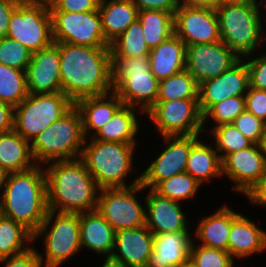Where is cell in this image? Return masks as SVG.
<instances>
[{
    "label": "cell",
    "mask_w": 266,
    "mask_h": 267,
    "mask_svg": "<svg viewBox=\"0 0 266 267\" xmlns=\"http://www.w3.org/2000/svg\"><path fill=\"white\" fill-rule=\"evenodd\" d=\"M54 44L59 49L62 93L74 104L113 91L110 47Z\"/></svg>",
    "instance_id": "obj_1"
},
{
    "label": "cell",
    "mask_w": 266,
    "mask_h": 267,
    "mask_svg": "<svg viewBox=\"0 0 266 267\" xmlns=\"http://www.w3.org/2000/svg\"><path fill=\"white\" fill-rule=\"evenodd\" d=\"M43 167L48 210L84 213L97 209L100 188L81 158L55 161Z\"/></svg>",
    "instance_id": "obj_2"
},
{
    "label": "cell",
    "mask_w": 266,
    "mask_h": 267,
    "mask_svg": "<svg viewBox=\"0 0 266 267\" xmlns=\"http://www.w3.org/2000/svg\"><path fill=\"white\" fill-rule=\"evenodd\" d=\"M48 213L44 167L9 173L0 193V214L34 234Z\"/></svg>",
    "instance_id": "obj_3"
},
{
    "label": "cell",
    "mask_w": 266,
    "mask_h": 267,
    "mask_svg": "<svg viewBox=\"0 0 266 267\" xmlns=\"http://www.w3.org/2000/svg\"><path fill=\"white\" fill-rule=\"evenodd\" d=\"M137 146V143L104 142L91 137L85 139L81 159L100 189L130 187L140 183V174L130 183L127 180L137 173L133 171Z\"/></svg>",
    "instance_id": "obj_4"
},
{
    "label": "cell",
    "mask_w": 266,
    "mask_h": 267,
    "mask_svg": "<svg viewBox=\"0 0 266 267\" xmlns=\"http://www.w3.org/2000/svg\"><path fill=\"white\" fill-rule=\"evenodd\" d=\"M216 12L221 41L240 58L265 48L266 14L258 1L220 5Z\"/></svg>",
    "instance_id": "obj_5"
},
{
    "label": "cell",
    "mask_w": 266,
    "mask_h": 267,
    "mask_svg": "<svg viewBox=\"0 0 266 267\" xmlns=\"http://www.w3.org/2000/svg\"><path fill=\"white\" fill-rule=\"evenodd\" d=\"M85 136L79 111L73 106L64 116L53 122L31 142L37 165L81 158Z\"/></svg>",
    "instance_id": "obj_6"
},
{
    "label": "cell",
    "mask_w": 266,
    "mask_h": 267,
    "mask_svg": "<svg viewBox=\"0 0 266 267\" xmlns=\"http://www.w3.org/2000/svg\"><path fill=\"white\" fill-rule=\"evenodd\" d=\"M113 92L123 105L144 114L156 103L159 80L151 73L149 56L112 58Z\"/></svg>",
    "instance_id": "obj_7"
},
{
    "label": "cell",
    "mask_w": 266,
    "mask_h": 267,
    "mask_svg": "<svg viewBox=\"0 0 266 267\" xmlns=\"http://www.w3.org/2000/svg\"><path fill=\"white\" fill-rule=\"evenodd\" d=\"M43 239L44 251H38L43 267H60L80 253V213H60L48 210L33 243ZM45 252V253H44Z\"/></svg>",
    "instance_id": "obj_8"
},
{
    "label": "cell",
    "mask_w": 266,
    "mask_h": 267,
    "mask_svg": "<svg viewBox=\"0 0 266 267\" xmlns=\"http://www.w3.org/2000/svg\"><path fill=\"white\" fill-rule=\"evenodd\" d=\"M73 106L74 103L62 92L28 94L14 109V130L25 140L32 142Z\"/></svg>",
    "instance_id": "obj_9"
},
{
    "label": "cell",
    "mask_w": 266,
    "mask_h": 267,
    "mask_svg": "<svg viewBox=\"0 0 266 267\" xmlns=\"http://www.w3.org/2000/svg\"><path fill=\"white\" fill-rule=\"evenodd\" d=\"M7 37L34 53L54 43L48 0H22L10 17Z\"/></svg>",
    "instance_id": "obj_10"
},
{
    "label": "cell",
    "mask_w": 266,
    "mask_h": 267,
    "mask_svg": "<svg viewBox=\"0 0 266 267\" xmlns=\"http://www.w3.org/2000/svg\"><path fill=\"white\" fill-rule=\"evenodd\" d=\"M144 189L141 183L125 188L100 189L97 210L115 232L146 225L145 197L144 200L138 197L143 195Z\"/></svg>",
    "instance_id": "obj_11"
},
{
    "label": "cell",
    "mask_w": 266,
    "mask_h": 267,
    "mask_svg": "<svg viewBox=\"0 0 266 267\" xmlns=\"http://www.w3.org/2000/svg\"><path fill=\"white\" fill-rule=\"evenodd\" d=\"M145 115L156 130L158 129V136L193 134L205 136L198 99L156 101Z\"/></svg>",
    "instance_id": "obj_12"
},
{
    "label": "cell",
    "mask_w": 266,
    "mask_h": 267,
    "mask_svg": "<svg viewBox=\"0 0 266 267\" xmlns=\"http://www.w3.org/2000/svg\"><path fill=\"white\" fill-rule=\"evenodd\" d=\"M54 43L89 47H110L106 41L98 10L73 13L50 12Z\"/></svg>",
    "instance_id": "obj_13"
},
{
    "label": "cell",
    "mask_w": 266,
    "mask_h": 267,
    "mask_svg": "<svg viewBox=\"0 0 266 267\" xmlns=\"http://www.w3.org/2000/svg\"><path fill=\"white\" fill-rule=\"evenodd\" d=\"M201 136L202 134L161 136V140L165 142L164 149L159 155L156 154L154 161L152 159L140 174L144 191L154 189L161 181L185 172L191 147Z\"/></svg>",
    "instance_id": "obj_14"
},
{
    "label": "cell",
    "mask_w": 266,
    "mask_h": 267,
    "mask_svg": "<svg viewBox=\"0 0 266 267\" xmlns=\"http://www.w3.org/2000/svg\"><path fill=\"white\" fill-rule=\"evenodd\" d=\"M241 58L222 41L186 46L185 69L198 86L229 70Z\"/></svg>",
    "instance_id": "obj_15"
},
{
    "label": "cell",
    "mask_w": 266,
    "mask_h": 267,
    "mask_svg": "<svg viewBox=\"0 0 266 267\" xmlns=\"http://www.w3.org/2000/svg\"><path fill=\"white\" fill-rule=\"evenodd\" d=\"M174 34L186 46L221 41L216 9L179 5L174 13Z\"/></svg>",
    "instance_id": "obj_16"
},
{
    "label": "cell",
    "mask_w": 266,
    "mask_h": 267,
    "mask_svg": "<svg viewBox=\"0 0 266 267\" xmlns=\"http://www.w3.org/2000/svg\"><path fill=\"white\" fill-rule=\"evenodd\" d=\"M222 176L232 182V190L243 196L266 174V161L260 144L226 155L222 160ZM225 175V176H224Z\"/></svg>",
    "instance_id": "obj_17"
},
{
    "label": "cell",
    "mask_w": 266,
    "mask_h": 267,
    "mask_svg": "<svg viewBox=\"0 0 266 267\" xmlns=\"http://www.w3.org/2000/svg\"><path fill=\"white\" fill-rule=\"evenodd\" d=\"M249 87V71L241 58L229 70L199 85L198 102L202 116L216 103L229 97L245 96Z\"/></svg>",
    "instance_id": "obj_18"
},
{
    "label": "cell",
    "mask_w": 266,
    "mask_h": 267,
    "mask_svg": "<svg viewBox=\"0 0 266 267\" xmlns=\"http://www.w3.org/2000/svg\"><path fill=\"white\" fill-rule=\"evenodd\" d=\"M145 196L146 226L153 234L191 232L182 203L166 198L149 188ZM184 209V210H183Z\"/></svg>",
    "instance_id": "obj_19"
},
{
    "label": "cell",
    "mask_w": 266,
    "mask_h": 267,
    "mask_svg": "<svg viewBox=\"0 0 266 267\" xmlns=\"http://www.w3.org/2000/svg\"><path fill=\"white\" fill-rule=\"evenodd\" d=\"M26 80L29 94L62 92L59 49L54 43L32 53L26 68Z\"/></svg>",
    "instance_id": "obj_20"
},
{
    "label": "cell",
    "mask_w": 266,
    "mask_h": 267,
    "mask_svg": "<svg viewBox=\"0 0 266 267\" xmlns=\"http://www.w3.org/2000/svg\"><path fill=\"white\" fill-rule=\"evenodd\" d=\"M153 236L146 225L117 231L111 257L129 267H146L153 250Z\"/></svg>",
    "instance_id": "obj_21"
},
{
    "label": "cell",
    "mask_w": 266,
    "mask_h": 267,
    "mask_svg": "<svg viewBox=\"0 0 266 267\" xmlns=\"http://www.w3.org/2000/svg\"><path fill=\"white\" fill-rule=\"evenodd\" d=\"M266 251V230L244 214H238L231 223L228 252L235 260H242Z\"/></svg>",
    "instance_id": "obj_22"
},
{
    "label": "cell",
    "mask_w": 266,
    "mask_h": 267,
    "mask_svg": "<svg viewBox=\"0 0 266 267\" xmlns=\"http://www.w3.org/2000/svg\"><path fill=\"white\" fill-rule=\"evenodd\" d=\"M192 232L154 234L153 250L146 267H180L190 257Z\"/></svg>",
    "instance_id": "obj_23"
},
{
    "label": "cell",
    "mask_w": 266,
    "mask_h": 267,
    "mask_svg": "<svg viewBox=\"0 0 266 267\" xmlns=\"http://www.w3.org/2000/svg\"><path fill=\"white\" fill-rule=\"evenodd\" d=\"M80 244L82 249L91 251L99 257L112 256L115 230L97 209L80 213Z\"/></svg>",
    "instance_id": "obj_24"
},
{
    "label": "cell",
    "mask_w": 266,
    "mask_h": 267,
    "mask_svg": "<svg viewBox=\"0 0 266 267\" xmlns=\"http://www.w3.org/2000/svg\"><path fill=\"white\" fill-rule=\"evenodd\" d=\"M216 209L213 214H207L199 219L193 232V241L202 246L228 251L231 223L239 213L227 204ZM197 239L199 243L196 242Z\"/></svg>",
    "instance_id": "obj_25"
},
{
    "label": "cell",
    "mask_w": 266,
    "mask_h": 267,
    "mask_svg": "<svg viewBox=\"0 0 266 267\" xmlns=\"http://www.w3.org/2000/svg\"><path fill=\"white\" fill-rule=\"evenodd\" d=\"M122 105V100L113 91L77 101L74 106L80 113L85 139L102 128Z\"/></svg>",
    "instance_id": "obj_26"
},
{
    "label": "cell",
    "mask_w": 266,
    "mask_h": 267,
    "mask_svg": "<svg viewBox=\"0 0 266 267\" xmlns=\"http://www.w3.org/2000/svg\"><path fill=\"white\" fill-rule=\"evenodd\" d=\"M145 114L138 108L122 105L113 117L100 128L93 139L104 142L139 143L137 136L141 133V120L138 116Z\"/></svg>",
    "instance_id": "obj_27"
},
{
    "label": "cell",
    "mask_w": 266,
    "mask_h": 267,
    "mask_svg": "<svg viewBox=\"0 0 266 267\" xmlns=\"http://www.w3.org/2000/svg\"><path fill=\"white\" fill-rule=\"evenodd\" d=\"M149 59L151 73L159 81L167 79L185 69L186 45L173 34L150 50Z\"/></svg>",
    "instance_id": "obj_28"
},
{
    "label": "cell",
    "mask_w": 266,
    "mask_h": 267,
    "mask_svg": "<svg viewBox=\"0 0 266 267\" xmlns=\"http://www.w3.org/2000/svg\"><path fill=\"white\" fill-rule=\"evenodd\" d=\"M98 11L103 33L109 44L138 19L139 12L132 0H102Z\"/></svg>",
    "instance_id": "obj_29"
},
{
    "label": "cell",
    "mask_w": 266,
    "mask_h": 267,
    "mask_svg": "<svg viewBox=\"0 0 266 267\" xmlns=\"http://www.w3.org/2000/svg\"><path fill=\"white\" fill-rule=\"evenodd\" d=\"M200 137L191 147L186 170L200 184L222 178V163L212 142L202 141Z\"/></svg>",
    "instance_id": "obj_30"
},
{
    "label": "cell",
    "mask_w": 266,
    "mask_h": 267,
    "mask_svg": "<svg viewBox=\"0 0 266 267\" xmlns=\"http://www.w3.org/2000/svg\"><path fill=\"white\" fill-rule=\"evenodd\" d=\"M31 142L15 130L0 133V166L8 173L22 172L35 167Z\"/></svg>",
    "instance_id": "obj_31"
},
{
    "label": "cell",
    "mask_w": 266,
    "mask_h": 267,
    "mask_svg": "<svg viewBox=\"0 0 266 267\" xmlns=\"http://www.w3.org/2000/svg\"><path fill=\"white\" fill-rule=\"evenodd\" d=\"M33 234L21 223L0 214V259L27 251L33 245Z\"/></svg>",
    "instance_id": "obj_32"
},
{
    "label": "cell",
    "mask_w": 266,
    "mask_h": 267,
    "mask_svg": "<svg viewBox=\"0 0 266 267\" xmlns=\"http://www.w3.org/2000/svg\"><path fill=\"white\" fill-rule=\"evenodd\" d=\"M138 20L142 25L144 39L150 50L174 34V13L142 10L138 12Z\"/></svg>",
    "instance_id": "obj_33"
},
{
    "label": "cell",
    "mask_w": 266,
    "mask_h": 267,
    "mask_svg": "<svg viewBox=\"0 0 266 267\" xmlns=\"http://www.w3.org/2000/svg\"><path fill=\"white\" fill-rule=\"evenodd\" d=\"M112 58L149 56L150 49L144 39V31L137 19L110 44Z\"/></svg>",
    "instance_id": "obj_34"
},
{
    "label": "cell",
    "mask_w": 266,
    "mask_h": 267,
    "mask_svg": "<svg viewBox=\"0 0 266 267\" xmlns=\"http://www.w3.org/2000/svg\"><path fill=\"white\" fill-rule=\"evenodd\" d=\"M198 88L194 77L184 69L167 79L159 81L156 101L198 99Z\"/></svg>",
    "instance_id": "obj_35"
},
{
    "label": "cell",
    "mask_w": 266,
    "mask_h": 267,
    "mask_svg": "<svg viewBox=\"0 0 266 267\" xmlns=\"http://www.w3.org/2000/svg\"><path fill=\"white\" fill-rule=\"evenodd\" d=\"M28 94L26 71L0 64V100L15 108Z\"/></svg>",
    "instance_id": "obj_36"
},
{
    "label": "cell",
    "mask_w": 266,
    "mask_h": 267,
    "mask_svg": "<svg viewBox=\"0 0 266 267\" xmlns=\"http://www.w3.org/2000/svg\"><path fill=\"white\" fill-rule=\"evenodd\" d=\"M221 160L228 154L250 147L253 142L244 136L232 123L213 127L207 133Z\"/></svg>",
    "instance_id": "obj_37"
},
{
    "label": "cell",
    "mask_w": 266,
    "mask_h": 267,
    "mask_svg": "<svg viewBox=\"0 0 266 267\" xmlns=\"http://www.w3.org/2000/svg\"><path fill=\"white\" fill-rule=\"evenodd\" d=\"M202 186L190 174L183 172L161 181L154 190L161 196L183 204L195 198Z\"/></svg>",
    "instance_id": "obj_38"
},
{
    "label": "cell",
    "mask_w": 266,
    "mask_h": 267,
    "mask_svg": "<svg viewBox=\"0 0 266 267\" xmlns=\"http://www.w3.org/2000/svg\"><path fill=\"white\" fill-rule=\"evenodd\" d=\"M244 110V96L229 97L219 103L214 104L203 115V132L208 133L213 127H216L221 124L232 123ZM208 122L213 124H209ZM208 124L209 126H213L211 128L208 127L207 129Z\"/></svg>",
    "instance_id": "obj_39"
},
{
    "label": "cell",
    "mask_w": 266,
    "mask_h": 267,
    "mask_svg": "<svg viewBox=\"0 0 266 267\" xmlns=\"http://www.w3.org/2000/svg\"><path fill=\"white\" fill-rule=\"evenodd\" d=\"M189 259L193 261L196 267H236V261L228 251L196 245L194 241L191 245Z\"/></svg>",
    "instance_id": "obj_40"
},
{
    "label": "cell",
    "mask_w": 266,
    "mask_h": 267,
    "mask_svg": "<svg viewBox=\"0 0 266 267\" xmlns=\"http://www.w3.org/2000/svg\"><path fill=\"white\" fill-rule=\"evenodd\" d=\"M31 59L32 52L18 41L7 36L0 39V64L26 71Z\"/></svg>",
    "instance_id": "obj_41"
},
{
    "label": "cell",
    "mask_w": 266,
    "mask_h": 267,
    "mask_svg": "<svg viewBox=\"0 0 266 267\" xmlns=\"http://www.w3.org/2000/svg\"><path fill=\"white\" fill-rule=\"evenodd\" d=\"M232 124L254 144H260L266 129V123L261 119L244 110Z\"/></svg>",
    "instance_id": "obj_42"
},
{
    "label": "cell",
    "mask_w": 266,
    "mask_h": 267,
    "mask_svg": "<svg viewBox=\"0 0 266 267\" xmlns=\"http://www.w3.org/2000/svg\"><path fill=\"white\" fill-rule=\"evenodd\" d=\"M243 57L249 71V87L266 90V51ZM258 53V54H257ZM262 53V55H261Z\"/></svg>",
    "instance_id": "obj_43"
},
{
    "label": "cell",
    "mask_w": 266,
    "mask_h": 267,
    "mask_svg": "<svg viewBox=\"0 0 266 267\" xmlns=\"http://www.w3.org/2000/svg\"><path fill=\"white\" fill-rule=\"evenodd\" d=\"M100 0H48L50 12L82 13L98 10Z\"/></svg>",
    "instance_id": "obj_44"
},
{
    "label": "cell",
    "mask_w": 266,
    "mask_h": 267,
    "mask_svg": "<svg viewBox=\"0 0 266 267\" xmlns=\"http://www.w3.org/2000/svg\"><path fill=\"white\" fill-rule=\"evenodd\" d=\"M244 97L245 110L266 123V90L248 87Z\"/></svg>",
    "instance_id": "obj_45"
},
{
    "label": "cell",
    "mask_w": 266,
    "mask_h": 267,
    "mask_svg": "<svg viewBox=\"0 0 266 267\" xmlns=\"http://www.w3.org/2000/svg\"><path fill=\"white\" fill-rule=\"evenodd\" d=\"M2 264V267H43L34 246L21 254L0 259V265Z\"/></svg>",
    "instance_id": "obj_46"
},
{
    "label": "cell",
    "mask_w": 266,
    "mask_h": 267,
    "mask_svg": "<svg viewBox=\"0 0 266 267\" xmlns=\"http://www.w3.org/2000/svg\"><path fill=\"white\" fill-rule=\"evenodd\" d=\"M139 11L160 10L175 13L179 7L178 0H132Z\"/></svg>",
    "instance_id": "obj_47"
},
{
    "label": "cell",
    "mask_w": 266,
    "mask_h": 267,
    "mask_svg": "<svg viewBox=\"0 0 266 267\" xmlns=\"http://www.w3.org/2000/svg\"><path fill=\"white\" fill-rule=\"evenodd\" d=\"M22 0H0V39L7 36L10 17Z\"/></svg>",
    "instance_id": "obj_48"
},
{
    "label": "cell",
    "mask_w": 266,
    "mask_h": 267,
    "mask_svg": "<svg viewBox=\"0 0 266 267\" xmlns=\"http://www.w3.org/2000/svg\"><path fill=\"white\" fill-rule=\"evenodd\" d=\"M253 206L266 208V174L244 195Z\"/></svg>",
    "instance_id": "obj_49"
},
{
    "label": "cell",
    "mask_w": 266,
    "mask_h": 267,
    "mask_svg": "<svg viewBox=\"0 0 266 267\" xmlns=\"http://www.w3.org/2000/svg\"><path fill=\"white\" fill-rule=\"evenodd\" d=\"M14 107L0 100V133L14 130Z\"/></svg>",
    "instance_id": "obj_50"
},
{
    "label": "cell",
    "mask_w": 266,
    "mask_h": 267,
    "mask_svg": "<svg viewBox=\"0 0 266 267\" xmlns=\"http://www.w3.org/2000/svg\"><path fill=\"white\" fill-rule=\"evenodd\" d=\"M179 5L186 7H199L216 9L218 6V0H178Z\"/></svg>",
    "instance_id": "obj_51"
},
{
    "label": "cell",
    "mask_w": 266,
    "mask_h": 267,
    "mask_svg": "<svg viewBox=\"0 0 266 267\" xmlns=\"http://www.w3.org/2000/svg\"><path fill=\"white\" fill-rule=\"evenodd\" d=\"M100 267H129L124 263L113 259L112 257H104Z\"/></svg>",
    "instance_id": "obj_52"
},
{
    "label": "cell",
    "mask_w": 266,
    "mask_h": 267,
    "mask_svg": "<svg viewBox=\"0 0 266 267\" xmlns=\"http://www.w3.org/2000/svg\"><path fill=\"white\" fill-rule=\"evenodd\" d=\"M258 0H218V6L226 4H238V3H247Z\"/></svg>",
    "instance_id": "obj_53"
},
{
    "label": "cell",
    "mask_w": 266,
    "mask_h": 267,
    "mask_svg": "<svg viewBox=\"0 0 266 267\" xmlns=\"http://www.w3.org/2000/svg\"><path fill=\"white\" fill-rule=\"evenodd\" d=\"M8 172L0 166V193L8 177Z\"/></svg>",
    "instance_id": "obj_54"
},
{
    "label": "cell",
    "mask_w": 266,
    "mask_h": 267,
    "mask_svg": "<svg viewBox=\"0 0 266 267\" xmlns=\"http://www.w3.org/2000/svg\"><path fill=\"white\" fill-rule=\"evenodd\" d=\"M260 147H261L262 153H263V155L265 157V161H266V129H265L264 135L262 136V139L260 142Z\"/></svg>",
    "instance_id": "obj_55"
},
{
    "label": "cell",
    "mask_w": 266,
    "mask_h": 267,
    "mask_svg": "<svg viewBox=\"0 0 266 267\" xmlns=\"http://www.w3.org/2000/svg\"><path fill=\"white\" fill-rule=\"evenodd\" d=\"M180 267H196L192 260L188 259Z\"/></svg>",
    "instance_id": "obj_56"
},
{
    "label": "cell",
    "mask_w": 266,
    "mask_h": 267,
    "mask_svg": "<svg viewBox=\"0 0 266 267\" xmlns=\"http://www.w3.org/2000/svg\"><path fill=\"white\" fill-rule=\"evenodd\" d=\"M258 3L262 10L264 9V13L266 14V0H258Z\"/></svg>",
    "instance_id": "obj_57"
},
{
    "label": "cell",
    "mask_w": 266,
    "mask_h": 267,
    "mask_svg": "<svg viewBox=\"0 0 266 267\" xmlns=\"http://www.w3.org/2000/svg\"><path fill=\"white\" fill-rule=\"evenodd\" d=\"M265 50H266V19H265Z\"/></svg>",
    "instance_id": "obj_58"
}]
</instances>
